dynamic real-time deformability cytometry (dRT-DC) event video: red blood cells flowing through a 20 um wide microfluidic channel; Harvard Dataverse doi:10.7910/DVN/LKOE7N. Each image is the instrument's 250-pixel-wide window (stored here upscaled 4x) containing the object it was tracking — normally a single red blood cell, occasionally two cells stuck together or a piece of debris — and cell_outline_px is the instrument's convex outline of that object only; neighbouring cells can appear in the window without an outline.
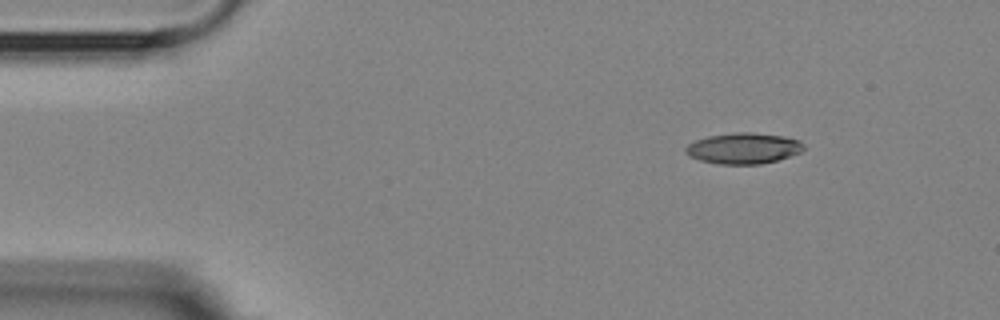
{"species": "Egyptian fruit bat (a non-hibernating species)", "species_latin": "Rousettus aegyptiacus", "temperature_condition": "room temperature", "stored_images_in_passage": 3, "camera_frame_rate_fps": 3000, "um_per_image_px": 0.085, "animal": {"sex": "female"}, "frame": {"image": 1, "passage_image": 1, "time_ms": 0.0, "image_size_px": [1000, 320], "cell_outline_px": [[804, 148], [800, 152], [776, 160], [760, 164], [720, 164], [700, 160], [684, 152], [684, 148], [688, 144], [696, 140], [708, 136], [736, 132], [752, 132], [784, 136], [800, 140], [804, 144]], "centroid_in_image_um": [63.2, 12.59], "position_along_channel_um": 21.8, "area_um2": 21.15}}